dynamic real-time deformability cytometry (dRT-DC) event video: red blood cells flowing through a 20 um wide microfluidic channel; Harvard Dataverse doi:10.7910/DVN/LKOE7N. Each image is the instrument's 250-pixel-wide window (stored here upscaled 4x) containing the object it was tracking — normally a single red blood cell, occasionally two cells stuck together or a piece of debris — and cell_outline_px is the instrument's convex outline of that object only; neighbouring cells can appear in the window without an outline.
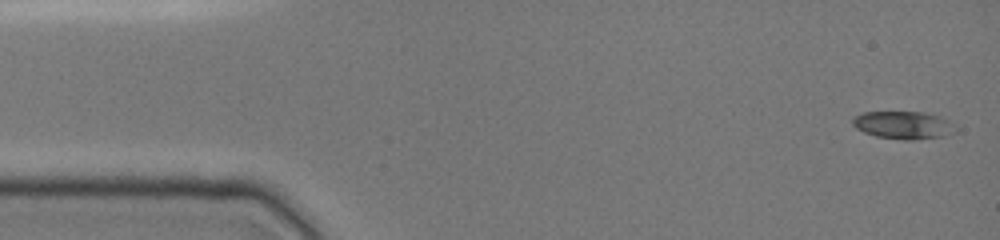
{"species": "common noctule bat (a hibernating species)", "species_latin": "Nyctalus noctula", "temperature_condition": "cold", "stored_images_in_passage": 10, "camera_frame_rate_fps": 3000, "um_per_image_px": 0.085, "animal": {"sex": "female", "body_mass_g": 19.0, "forearm_length_mm": 51.5}, "frame": {"image": 1, "passage_image": 1, "time_ms": 0.0, "image_size_px": [1000, 240], "cell_outline_px": [[956, 132], [944, 136], [912, 140], [904, 140], [876, 136], [864, 132], [856, 128], [852, 124], [852, 120], [856, 116], [864, 112], [924, 112], [940, 116], [948, 120], [956, 128]], "centroid_in_image_um": [76.8, 10.63], "position_along_channel_um": 8.2, "area_um2": 16.59}}
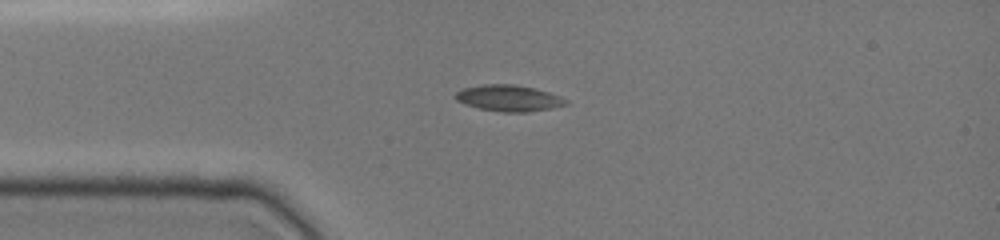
{"frame": {"image": 2, "passage_image": 9, "time_ms": 2.667, "image_size_px": [1000, 240], "cell_outline_px": [[568, 104], [552, 108], [528, 112], [504, 112], [480, 108], [464, 104], [456, 100], [452, 96], [456, 92], [464, 88], [484, 84], [516, 84], [536, 88], [560, 96], [568, 100]], "centroid_in_image_um": [43.25, 8.33], "position_along_channel_um": 41.8, "area_um2": 16.99}}